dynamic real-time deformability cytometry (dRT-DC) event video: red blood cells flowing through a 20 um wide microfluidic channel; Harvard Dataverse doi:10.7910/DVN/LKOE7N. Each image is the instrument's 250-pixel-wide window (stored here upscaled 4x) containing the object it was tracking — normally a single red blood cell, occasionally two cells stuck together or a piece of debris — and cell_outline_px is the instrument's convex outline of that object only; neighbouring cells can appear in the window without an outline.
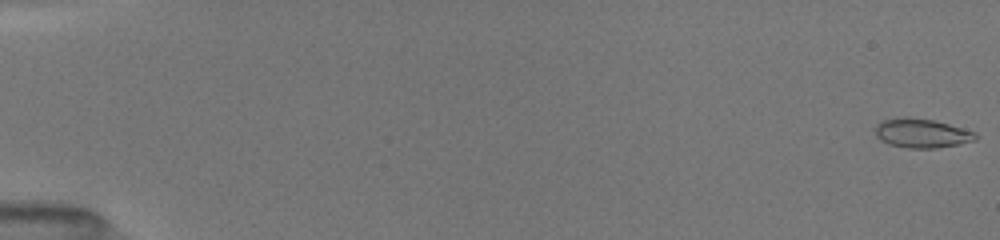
{"species": "common noctule bat (a hibernating species)", "species_latin": "Nyctalus noctula", "temperature_condition": "room temperature", "stored_images_in_passage": 15, "camera_frame_rate_fps": 3000, "um_per_image_px": 0.085, "animal": {"sex": "female", "body_mass_g": 19.5, "forearm_length_mm": 54.1}, "frame": {"image": 1, "passage_image": 1, "time_ms": 0.0, "image_size_px": [1000, 240], "cell_outline_px": [[980, 136], [976, 140], [936, 148], [908, 148], [888, 144], [880, 140], [876, 136], [876, 124], [884, 120], [908, 116], [932, 120], [948, 124], [976, 132]], "centroid_in_image_um": [78.35, 11.32], "position_along_channel_um": 6.6, "area_um2": 16.99}}
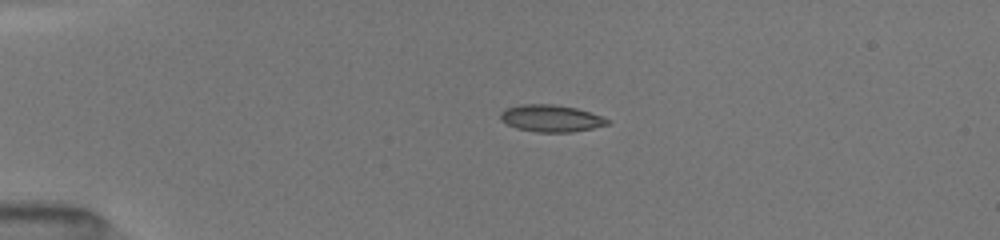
{"frame": {"image": 2, "passage_image": 8, "time_ms": 4.0, "image_size_px": [1000, 240], "cell_outline_px": [[608, 124], [592, 128], [572, 132], [536, 132], [516, 128], [500, 120], [500, 112], [504, 108], [520, 104], [552, 104], [576, 108], [600, 116], [608, 120]], "centroid_in_image_um": [46.76, 10.05], "position_along_channel_um": 38.2, "area_um2": 16.7}}
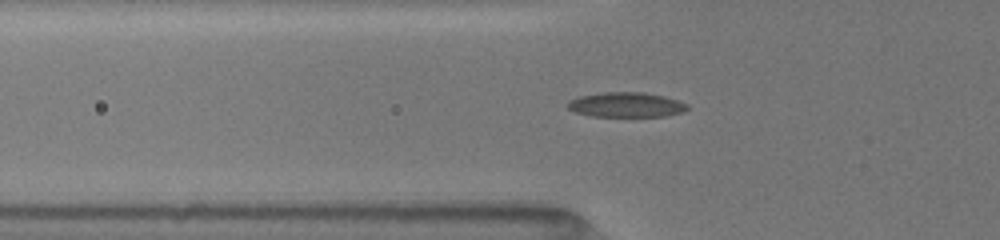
{"frame": {"image": 3, "passage_image": 13, "time_ms": 6.0, "image_size_px": [1000, 240], "cell_outline_px": [[688, 108], [684, 112], [664, 116], [592, 116], [576, 112], [568, 108], [564, 104], [568, 100], [580, 96], [604, 92], [644, 92], [664, 96], [688, 104]], "centroid_in_image_um": [53.2, 8.9], "position_along_channel_um": 72.6, "area_um2": 17.34}}